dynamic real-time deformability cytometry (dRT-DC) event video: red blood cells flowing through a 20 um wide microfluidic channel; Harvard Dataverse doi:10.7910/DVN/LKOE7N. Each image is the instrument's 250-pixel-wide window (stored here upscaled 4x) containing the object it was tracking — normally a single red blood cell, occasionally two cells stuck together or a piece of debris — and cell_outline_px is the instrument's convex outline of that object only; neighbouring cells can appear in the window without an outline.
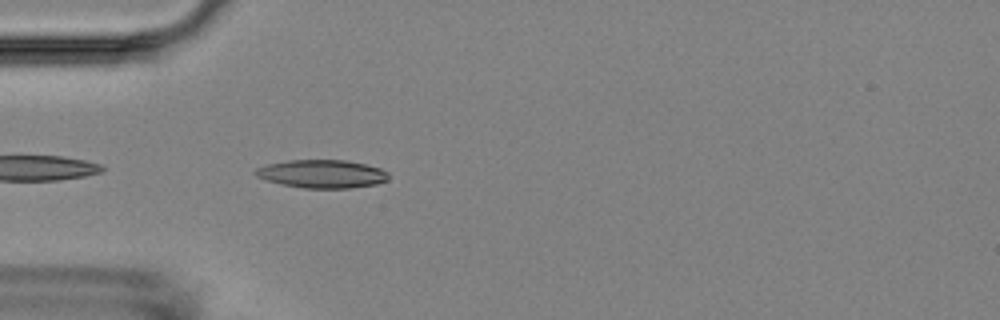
{"species": "Egyptian fruit bat (a non-hibernating species)", "species_latin": "Rousettus aegyptiacus", "temperature_condition": "room temperature", "stored_images_in_passage": 41, "camera_frame_rate_fps": 3000, "um_per_image_px": 0.085, "animal": {"sex": "female"}, "frame": {"image": 1, "passage_image": 2, "time_ms": 0.333, "image_size_px": [1000, 320], "cell_outline_px": [[388, 180], [376, 184], [348, 188], [304, 188], [280, 184], [256, 176], [252, 172], [256, 168], [268, 164], [288, 160], [344, 160], [364, 164], [380, 168], [388, 172]], "centroid_in_image_um": [27.35, 14.78], "position_along_channel_um": 57.6, "area_um2": 21.79}}
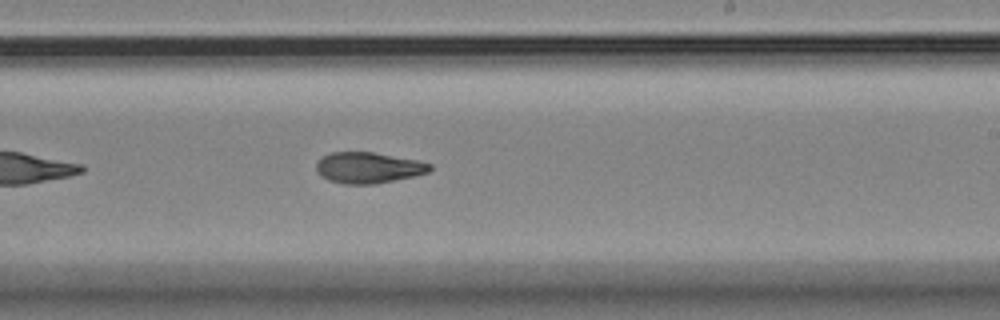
{"frame": {"image": 2, "passage_image": 19, "time_ms": 6.0, "image_size_px": [1000, 320], "cell_outline_px": [[432, 168], [428, 172], [416, 176], [376, 184], [344, 184], [328, 180], [320, 176], [316, 172], [316, 164], [324, 156], [332, 152], [372, 152], [416, 160], [432, 164]], "centroid_in_image_um": [31.3, 14.27], "position_along_channel_um": 257.7, "area_um2": 20.52}}
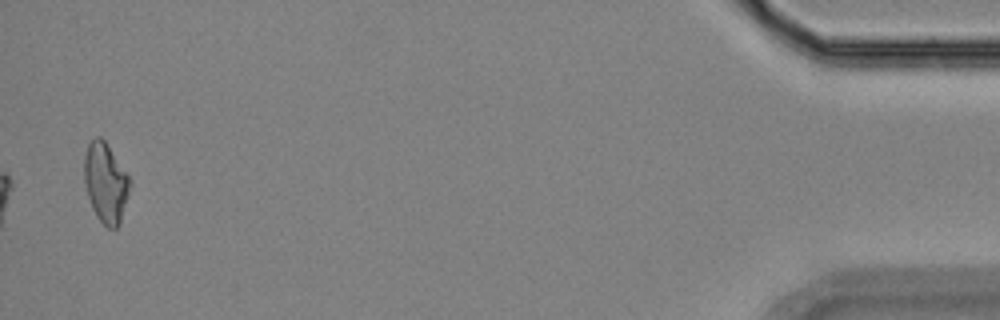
{"frame": {"image": 3, "passage_image": 40, "time_ms": 13.0, "image_size_px": [1000, 320], "cell_outline_px": [[132, 184], [120, 224], [116, 228], [108, 228], [96, 216], [92, 208], [84, 184], [84, 156], [88, 144], [96, 136], [100, 136], [104, 140], [132, 180]], "centroid_in_image_um": [8.99, 15.54], "position_along_channel_um": 426.2, "area_um2": 21.39}, "authors_computed_cell_mechanics": {"area_um2": 20.6924, "velocity_mm_per_s": 3.5919, "shape_relaxation_time_tau1_ms": null, "shape_relaxation_time_tau2_ms": 3.7487, "deformation_change_tau1": null, "deformation_change_tau2": 0.1124}}